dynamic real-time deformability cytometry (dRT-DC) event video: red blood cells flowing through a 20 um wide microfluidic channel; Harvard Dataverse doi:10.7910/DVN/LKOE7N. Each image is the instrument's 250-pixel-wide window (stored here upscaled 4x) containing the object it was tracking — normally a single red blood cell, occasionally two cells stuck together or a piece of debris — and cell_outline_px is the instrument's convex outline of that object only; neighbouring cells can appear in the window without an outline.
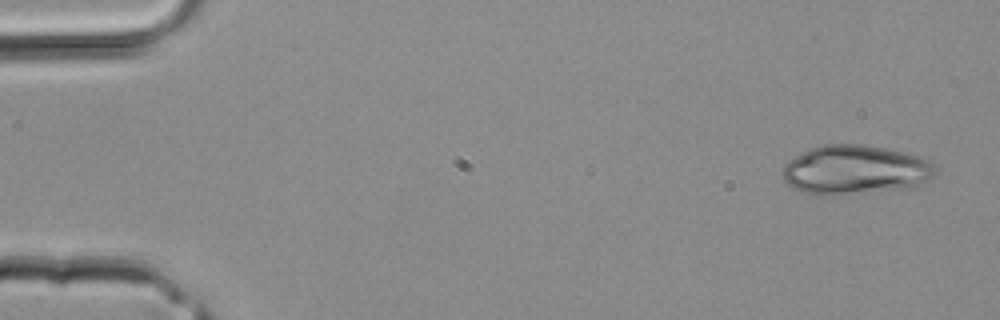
{"species": "common noctule bat (a hibernating species)", "species_latin": "Nyctalus noctula", "temperature_condition": "room temperature", "stored_images_in_passage": 3, "camera_frame_rate_fps": 3000, "um_per_image_px": 0.085, "animal": {"sex": "male", "body_mass_g": 20.4}, "frame": {"image": 1, "passage_image": 1, "time_ms": 0.0, "image_size_px": [1000, 320], "cell_outline_px": [[940, 172], [928, 180], [916, 184], [896, 188], [824, 196], [820, 196], [804, 192], [788, 184], [784, 180], [784, 164], [788, 160], [812, 148], [824, 144], [864, 144], [904, 152], [920, 156], [936, 164], [940, 168]], "centroid_in_image_um": [72.72, 14.41], "position_along_channel_um": 12.3, "area_um2": 43.35}}